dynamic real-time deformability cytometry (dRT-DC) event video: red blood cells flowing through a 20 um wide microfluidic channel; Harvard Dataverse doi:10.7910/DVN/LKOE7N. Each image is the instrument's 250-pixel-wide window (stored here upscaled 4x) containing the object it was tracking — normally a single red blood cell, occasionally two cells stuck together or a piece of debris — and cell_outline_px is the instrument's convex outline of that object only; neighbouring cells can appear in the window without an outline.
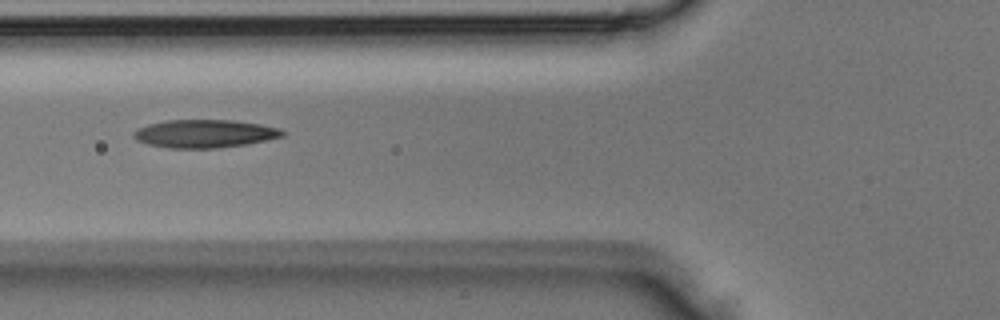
{"species": "Egyptian fruit bat (a non-hibernating species)", "species_latin": "Rousettus aegyptiacus", "temperature_condition": "room temperature", "stored_images_in_passage": 5, "camera_frame_rate_fps": 3000, "um_per_image_px": 0.085, "animal": {"sex": "male"}, "frame": {"image": 1, "passage_image": 5, "time_ms": 1.333, "image_size_px": [1000, 320], "cell_outline_px": [[284, 136], [244, 144], [216, 148], [168, 148], [148, 144], [136, 140], [132, 136], [132, 132], [136, 128], [148, 124], [168, 120], [232, 120], [260, 124], [280, 128], [284, 132]], "centroid_in_image_um": [17.34, 11.35], "position_along_channel_um": 108.5, "area_um2": 24.28}}